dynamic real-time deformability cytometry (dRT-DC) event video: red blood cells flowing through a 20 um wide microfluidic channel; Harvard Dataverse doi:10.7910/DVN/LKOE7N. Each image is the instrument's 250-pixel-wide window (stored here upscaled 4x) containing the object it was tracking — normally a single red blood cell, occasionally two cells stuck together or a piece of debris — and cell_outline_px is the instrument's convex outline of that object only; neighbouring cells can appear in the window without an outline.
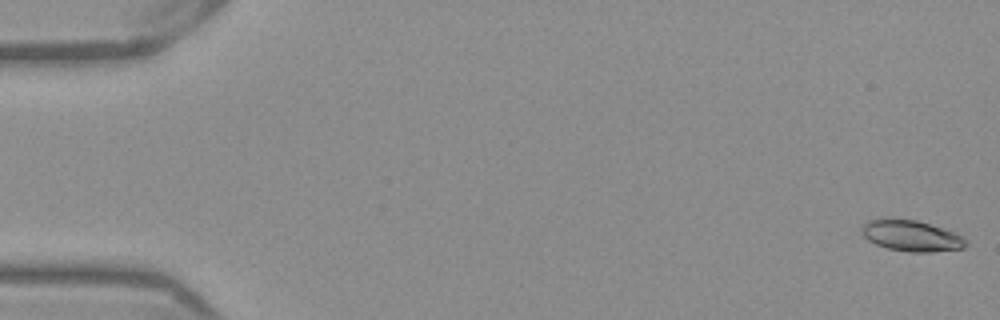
{"species": "Egyptian fruit bat (a non-hibernating species)", "species_latin": "Rousettus aegyptiacus", "temperature_condition": "warm", "stored_images_in_passage": 53, "camera_frame_rate_fps": 3000, "um_per_image_px": 0.085, "frame": {"image": 1, "passage_image": 1, "time_ms": 0.0, "image_size_px": [1000, 320], "cell_outline_px": [[968, 244], [964, 248], [932, 252], [908, 252], [888, 248], [876, 244], [868, 240], [860, 232], [860, 228], [868, 220], [916, 220], [956, 232], [964, 236], [968, 240]], "centroid_in_image_um": [77.53, 20.07], "position_along_channel_um": 7.5, "area_um2": 18.73}}
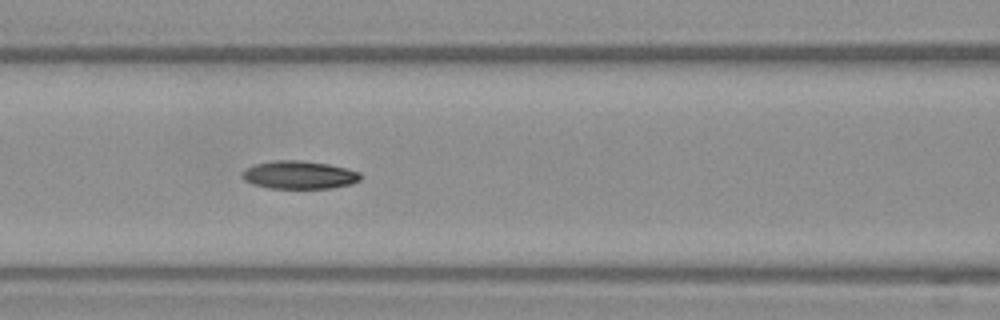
{"frame": {"image": 2, "passage_image": 23, "time_ms": 7.333, "image_size_px": [1000, 320], "cell_outline_px": [[360, 180], [352, 184], [332, 188], [268, 188], [252, 184], [244, 180], [240, 176], [248, 168], [256, 164], [272, 160], [300, 160], [328, 164], [348, 168], [360, 172]], "centroid_in_image_um": [25.45, 14.87], "position_along_channel_um": 141.2, "area_um2": 19.36}}
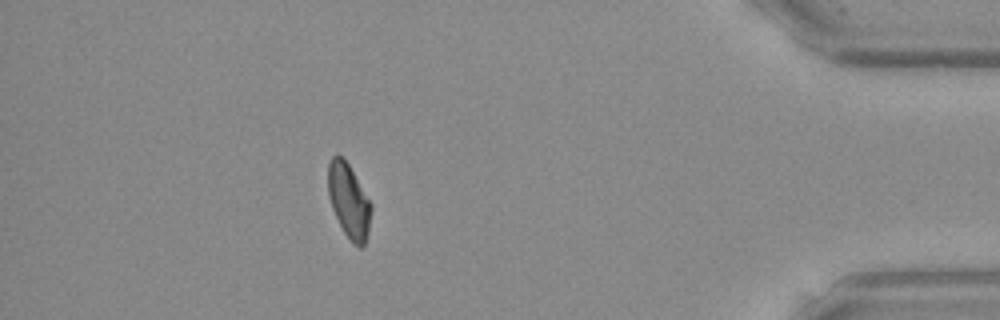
{"frame": {"image": 3, "passage_image": 47, "time_ms": 15.333, "image_size_px": [1000, 320], "cell_outline_px": [[372, 208], [368, 232], [364, 244], [360, 248], [352, 244], [344, 232], [332, 208], [328, 196], [328, 164], [332, 156], [340, 156], [348, 164], [372, 204]], "centroid_in_image_um": [29.65, 17.1], "position_along_channel_um": 405.6, "area_um2": 18.44}, "authors_computed_cell_mechanics": {"area_um2": 19.0162, "velocity_mm_per_s": 3.9003, "shape_relaxation_time_tau1_ms": 7.5613, "shape_relaxation_time_tau2_ms": 7.4272, "deformation_change_tau1": 0.1854, "deformation_change_tau2": 0.1237}}